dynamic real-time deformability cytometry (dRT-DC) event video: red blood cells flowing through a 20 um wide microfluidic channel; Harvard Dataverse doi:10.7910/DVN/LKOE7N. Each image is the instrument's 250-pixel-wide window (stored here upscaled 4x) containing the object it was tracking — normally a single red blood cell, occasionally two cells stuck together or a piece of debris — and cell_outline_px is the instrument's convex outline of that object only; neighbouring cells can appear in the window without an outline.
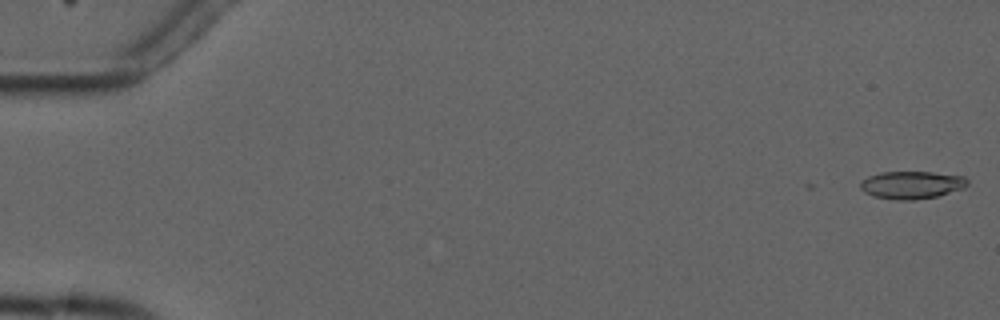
{"species": "common noctule bat (a hibernating species)", "species_latin": "Nyctalus noctula", "temperature_condition": "cold", "stored_images_in_passage": 5, "camera_frame_rate_fps": 3000, "um_per_image_px": 0.085, "animal": {"sex": "male", "forearm_length_mm": 52.5}, "frame": {"image": 1, "passage_image": 1, "time_ms": 0.0, "image_size_px": [1000, 320], "cell_outline_px": [[968, 184], [964, 188], [936, 196], [916, 200], [896, 200], [872, 196], [864, 192], [860, 188], [860, 184], [868, 176], [880, 172], [932, 172], [964, 176], [968, 180]], "centroid_in_image_um": [77.49, 15.72], "position_along_channel_um": 7.5, "area_um2": 17.28}}
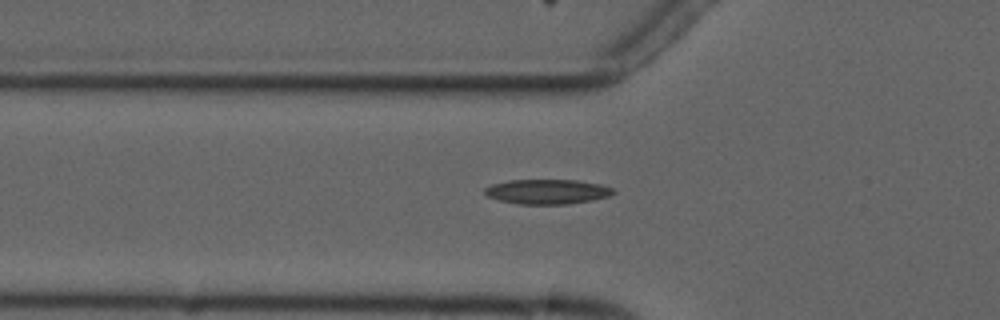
{"frame": {"image": 2, "passage_image": 5, "time_ms": 6.0, "image_size_px": [1000, 320], "cell_outline_px": [[616, 192], [608, 196], [592, 200], [568, 204], [516, 204], [500, 200], [488, 196], [484, 192], [484, 188], [492, 184], [508, 180], [576, 180], [600, 184], [612, 188]], "centroid_in_image_um": [46.5, 16.29], "position_along_channel_um": 79.3, "area_um2": 18.5}}